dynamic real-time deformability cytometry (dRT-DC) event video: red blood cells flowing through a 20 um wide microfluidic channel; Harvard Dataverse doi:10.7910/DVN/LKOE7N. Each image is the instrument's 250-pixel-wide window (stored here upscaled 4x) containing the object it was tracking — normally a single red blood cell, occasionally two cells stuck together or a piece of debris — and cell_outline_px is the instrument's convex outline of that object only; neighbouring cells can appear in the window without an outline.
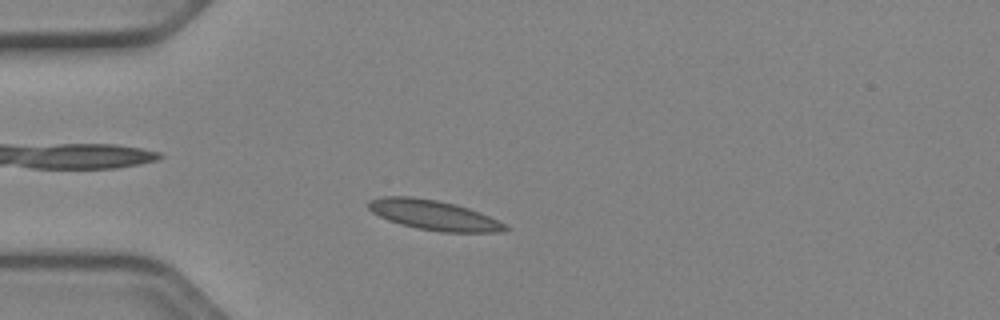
{"species": "Egyptian fruit bat (a non-hibernating species)", "species_latin": "Rousettus aegyptiacus", "temperature_condition": "cold", "stored_images_in_passage": 47, "camera_frame_rate_fps": 3000, "um_per_image_px": 0.085, "animal": {"sex": "female"}, "frame": {"image": 1, "passage_image": 9, "time_ms": 2.667, "image_size_px": [1000, 320], "cell_outline_px": [[512, 228], [504, 232], [440, 232], [416, 228], [400, 224], [388, 220], [372, 212], [368, 208], [368, 200], [380, 196], [412, 196], [436, 200], [456, 204], [480, 212]], "centroid_in_image_um": [36.85, 18.28], "position_along_channel_um": 48.1, "area_um2": 23.93}}
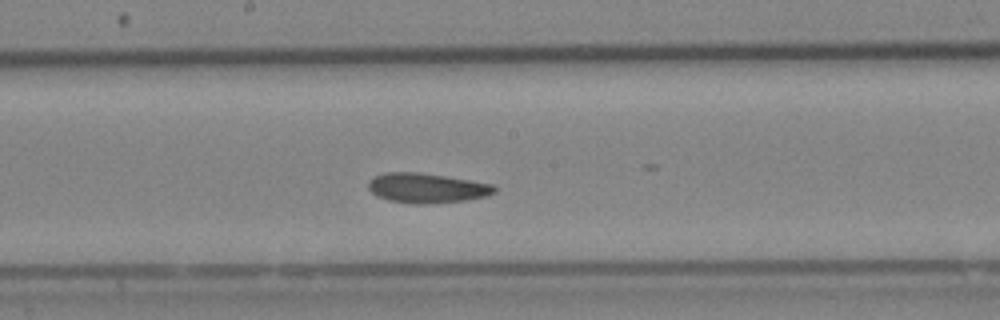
{"frame": {"image": 2, "passage_image": 23, "time_ms": 7.333, "image_size_px": [1000, 320], "cell_outline_px": [[496, 192], [488, 196], [468, 200], [424, 204], [412, 204], [388, 200], [376, 196], [368, 188], [368, 180], [372, 176], [384, 172], [416, 172], [444, 176], [496, 184]], "centroid_in_image_um": [36.27, 15.98], "position_along_channel_um": 211.9, "area_um2": 22.2}}
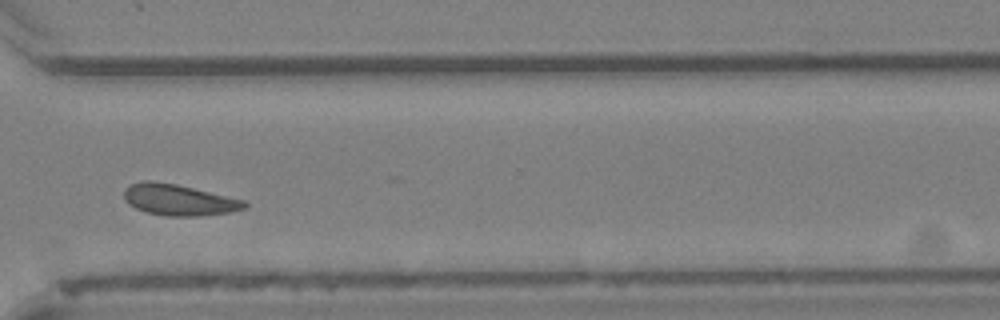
{"frame": {"image": 3, "passage_image": 34, "time_ms": 11.0, "image_size_px": [1000, 320], "cell_outline_px": [[248, 204], [244, 208], [228, 212], [200, 216], [168, 216], [144, 212], [128, 204], [124, 200], [124, 188], [132, 184], [144, 180], [148, 180], [176, 184], [244, 200]], "centroid_in_image_um": [15.15, 16.99], "position_along_channel_um": 355.5, "area_um2": 21.73}, "authors_computed_cell_mechanics": {"area_um2": 21.5594, "velocity_mm_per_s": 3.8882, "shape_relaxation_time_tau1_ms": 7.4158, "shape_relaxation_time_tau2_ms": 9.4662, "deformation_change_tau1": 0.1037, "deformation_change_tau2": 0.1314}}